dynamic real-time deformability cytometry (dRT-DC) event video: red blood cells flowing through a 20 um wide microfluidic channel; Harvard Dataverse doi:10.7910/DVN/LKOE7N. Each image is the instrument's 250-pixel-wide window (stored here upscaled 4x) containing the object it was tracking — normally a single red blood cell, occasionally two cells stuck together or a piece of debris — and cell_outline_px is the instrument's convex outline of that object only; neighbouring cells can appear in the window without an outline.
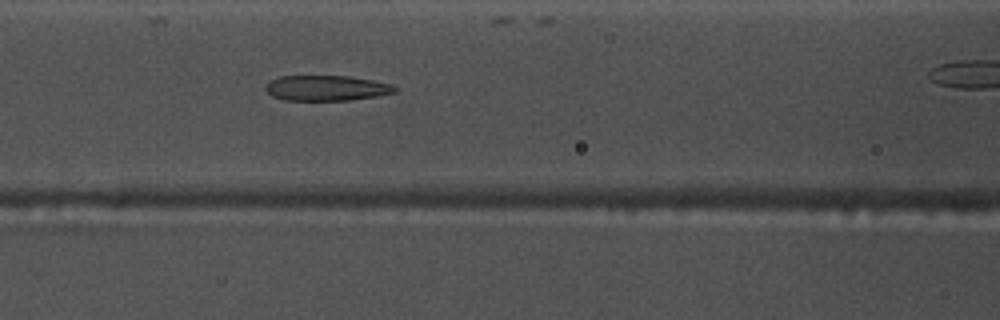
{"species": "common noctule bat (a hibernating species)", "species_latin": "Nyctalus noctula", "temperature_condition": "warm", "stored_images_in_passage": 31, "camera_frame_rate_fps": 3000, "um_per_image_px": 0.085, "animal": {"sex": "male", "body_mass_g": 17.5, "forearm_length_mm": 52.3}, "frame": {"image": 1, "passage_image": 10, "time_ms": 3.0, "image_size_px": [1000, 320], "cell_outline_px": [[396, 92], [380, 96], [348, 100], [284, 100], [272, 96], [264, 88], [272, 80], [280, 76], [348, 76], [372, 80], [392, 84], [396, 88]], "centroid_in_image_um": [27.77, 7.49], "position_along_channel_um": 138.8, "area_um2": 19.02}}